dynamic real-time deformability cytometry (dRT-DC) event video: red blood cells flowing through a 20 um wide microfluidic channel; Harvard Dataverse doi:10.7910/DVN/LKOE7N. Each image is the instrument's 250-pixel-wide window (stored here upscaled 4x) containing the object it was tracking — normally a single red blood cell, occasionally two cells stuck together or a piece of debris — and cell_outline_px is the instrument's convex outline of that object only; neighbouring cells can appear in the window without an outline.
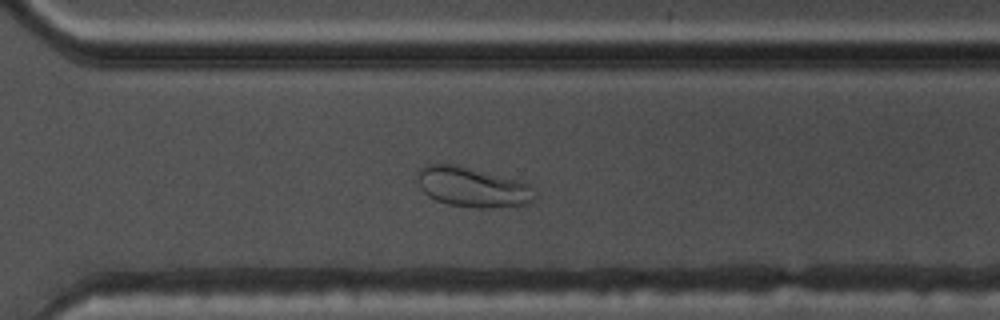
{"species": "common noctule bat (a hibernating species)", "species_latin": "Nyctalus noctula", "temperature_condition": "warm", "stored_images_in_passage": 39, "camera_frame_rate_fps": 3000, "um_per_image_px": 0.085, "animal": {"sex": "male", "body_mass_g": 17.5, "forearm_length_mm": 52.3}, "frame": {"image": 1, "passage_image": 23, "time_ms": 7.333, "image_size_px": [1000, 320], "cell_outline_px": [[536, 196], [528, 204], [516, 208], [476, 208], [448, 204], [436, 200], [428, 196], [420, 188], [416, 180], [416, 172], [424, 164], [456, 164], [520, 180], [532, 184]], "centroid_in_image_um": [40.2, 15.91], "position_along_channel_um": 330.4, "area_um2": 28.15}}
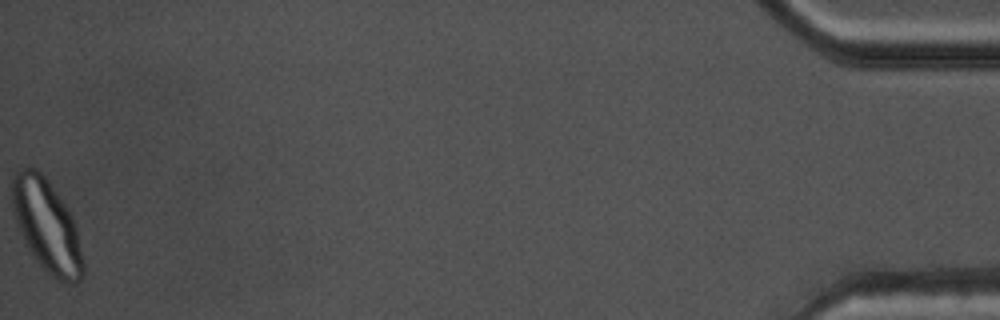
{"frame": {"image": 2, "passage_image": 39, "time_ms": 12.667, "image_size_px": [1000, 320], "cell_outline_px": [[84, 272], [80, 280], [72, 284], [68, 284], [56, 280], [44, 272], [28, 248], [24, 240], [16, 220], [12, 208], [12, 176], [16, 172], [24, 168], [36, 168], [44, 176], [64, 204], [76, 228], [84, 264]], "centroid_in_image_um": [3.97, 19.25], "position_along_channel_um": 431.2, "area_um2": 37.69}}